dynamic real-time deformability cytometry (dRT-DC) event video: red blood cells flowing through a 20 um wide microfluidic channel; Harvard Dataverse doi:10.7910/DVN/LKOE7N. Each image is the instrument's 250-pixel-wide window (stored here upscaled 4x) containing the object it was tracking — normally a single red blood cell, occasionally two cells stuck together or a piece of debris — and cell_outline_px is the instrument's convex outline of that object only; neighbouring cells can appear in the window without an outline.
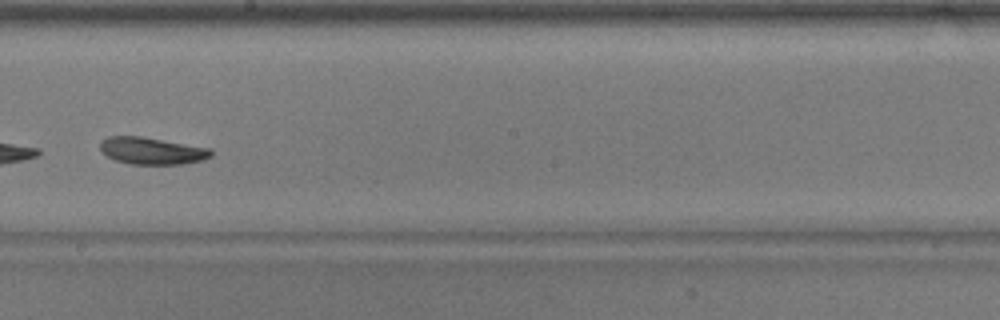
{"species": "common noctule bat (a hibernating species)", "species_latin": "Nyctalus noctula", "temperature_condition": "warm", "stored_images_in_passage": 34, "camera_frame_rate_fps": 3000, "um_per_image_px": 0.085, "animal": {"sex": "male", "body_mass_g": 17.9}, "frame": {"image": 1, "passage_image": 20, "time_ms": 6.333, "image_size_px": [1000, 320], "cell_outline_px": [[212, 156], [204, 160], [184, 164], [132, 164], [116, 160], [100, 152], [100, 140], [108, 136], [144, 136], [212, 148]], "centroid_in_image_um": [12.93, 12.81], "position_along_channel_um": 235.3, "area_um2": 17.8}}